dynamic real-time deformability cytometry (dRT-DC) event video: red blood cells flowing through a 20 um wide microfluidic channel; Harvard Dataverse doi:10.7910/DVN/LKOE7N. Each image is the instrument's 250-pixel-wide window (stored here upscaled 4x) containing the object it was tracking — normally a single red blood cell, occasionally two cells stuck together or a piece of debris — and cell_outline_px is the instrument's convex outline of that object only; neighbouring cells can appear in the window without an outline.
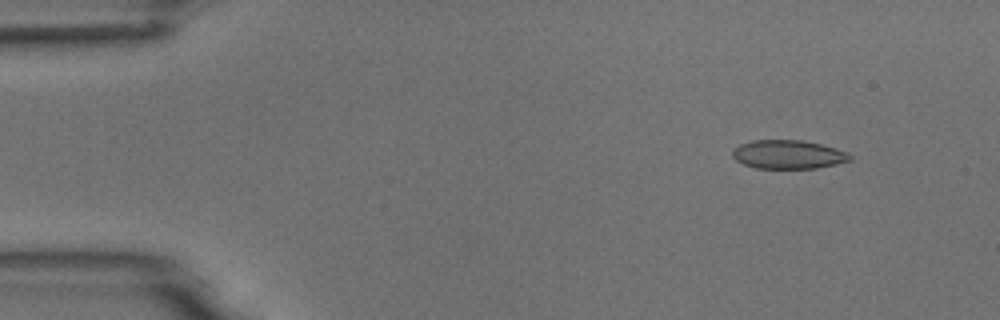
{"species": "common noctule bat (a hibernating species)", "species_latin": "Nyctalus noctula", "temperature_condition": "room temperature", "stored_images_in_passage": 5, "camera_frame_rate_fps": 3000, "um_per_image_px": 0.085, "animal": {"sex": "male", "body_mass_g": 18.8}, "frame": {"image": 1, "passage_image": 2, "time_ms": 1.0, "image_size_px": [1000, 320], "cell_outline_px": [[852, 160], [836, 164], [816, 168], [756, 168], [744, 164], [736, 160], [732, 156], [732, 152], [740, 144], [752, 140], [804, 140], [836, 148], [848, 152], [852, 156]], "centroid_in_image_um": [67.02, 13.12], "position_along_channel_um": 18.0, "area_um2": 19.65}}
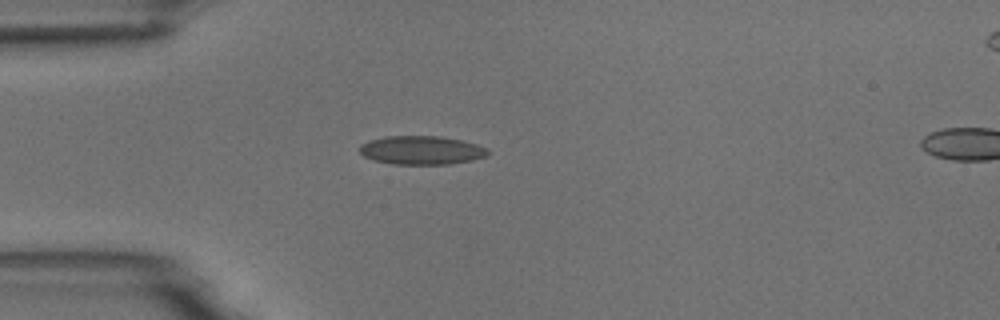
{"frame": {"image": 2, "passage_image": 4, "time_ms": 4.0, "image_size_px": [1000, 320], "cell_outline_px": [[492, 152], [484, 156], [472, 160], [448, 164], [392, 164], [372, 160], [364, 156], [360, 152], [360, 144], [368, 140], [384, 136], [440, 136], [460, 140], [476, 144], [488, 148]], "centroid_in_image_um": [35.8, 12.76], "position_along_channel_um": 49.2, "area_um2": 21.5}}